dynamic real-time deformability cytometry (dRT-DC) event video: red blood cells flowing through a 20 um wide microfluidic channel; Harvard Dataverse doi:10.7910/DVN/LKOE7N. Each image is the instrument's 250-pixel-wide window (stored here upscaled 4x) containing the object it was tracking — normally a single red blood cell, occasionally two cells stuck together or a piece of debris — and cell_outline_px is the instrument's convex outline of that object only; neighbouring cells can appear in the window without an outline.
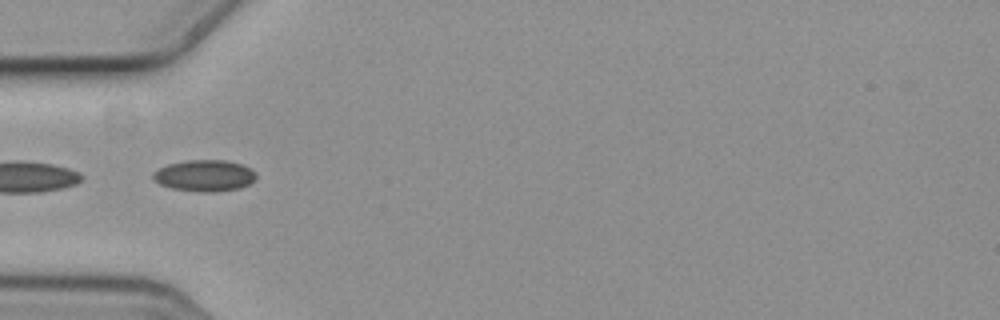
{"species": "common noctule bat (a hibernating species)", "species_latin": "Nyctalus noctula", "temperature_condition": "cold", "stored_images_in_passage": 7, "camera_frame_rate_fps": 3000, "um_per_image_px": 0.085, "animal": {"sex": "female", "body_mass_g": 19.3, "forearm_length_mm": 54.1}, "frame": {"image": 1, "passage_image": 3, "time_ms": 0.667, "image_size_px": [1000, 320], "cell_outline_px": [[256, 180], [240, 188], [216, 192], [200, 192], [172, 188], [160, 184], [152, 176], [152, 172], [168, 164], [184, 160], [224, 160], [240, 164], [256, 172]], "centroid_in_image_um": [17.39, 14.93], "position_along_channel_um": 67.6, "area_um2": 18.84}}
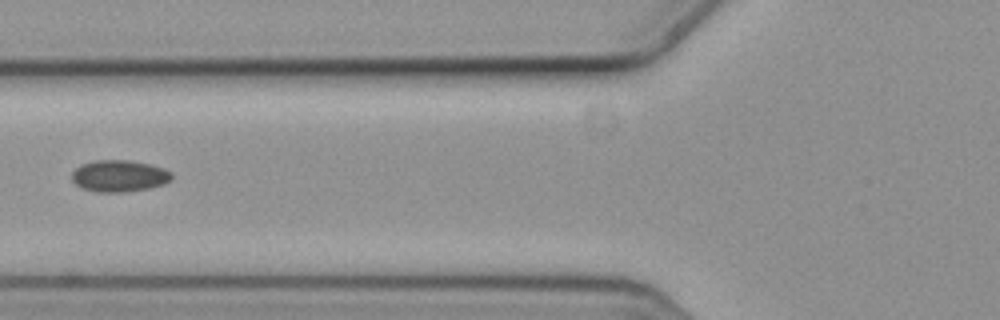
{"frame": {"image": 2, "passage_image": 4, "time_ms": 1.0, "image_size_px": [1000, 320], "cell_outline_px": [[172, 180], [164, 184], [148, 188], [124, 192], [96, 192], [80, 188], [72, 180], [72, 172], [80, 164], [96, 160], [128, 160], [148, 164], [164, 168], [172, 172]], "centroid_in_image_um": [10.12, 14.96], "position_along_channel_um": 115.7, "area_um2": 18.55}}
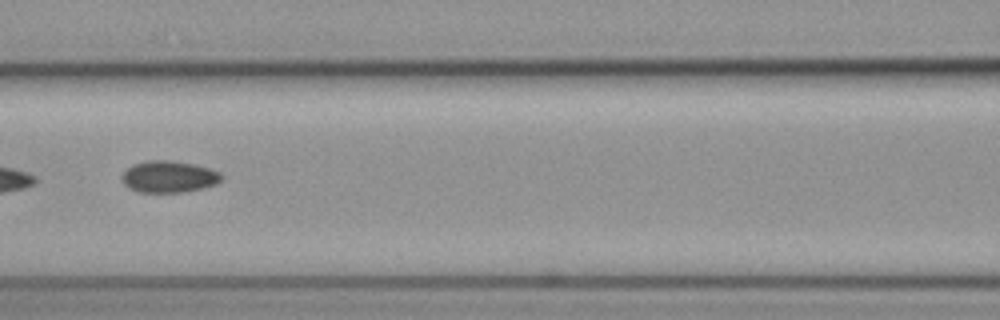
{"frame": {"image": 3, "passage_image": 5, "time_ms": 1.333, "image_size_px": [1000, 320], "cell_outline_px": [[224, 176], [216, 184], [204, 188], [184, 192], [136, 192], [128, 188], [124, 184], [120, 176], [132, 164], [148, 160], [172, 160], [192, 164], [208, 168], [220, 172]], "centroid_in_image_um": [14.33, 15.02], "position_along_channel_um": 152.3, "area_um2": 18.55}}